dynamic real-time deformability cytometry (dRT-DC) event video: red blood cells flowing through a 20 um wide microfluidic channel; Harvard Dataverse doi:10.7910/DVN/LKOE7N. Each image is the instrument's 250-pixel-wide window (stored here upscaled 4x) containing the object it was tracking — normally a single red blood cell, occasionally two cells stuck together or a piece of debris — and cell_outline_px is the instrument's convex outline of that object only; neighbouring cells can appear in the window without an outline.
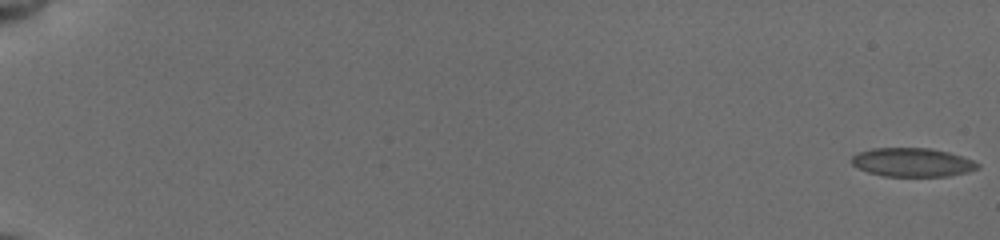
{"species": "common noctule bat (a hibernating species)", "species_latin": "Nyctalus noctula", "temperature_condition": "cold", "stored_images_in_passage": 9, "camera_frame_rate_fps": 3000, "um_per_image_px": 0.085, "animal": {"sex": "female", "body_mass_g": 19.5, "forearm_length_mm": 54.1}, "frame": {"image": 1, "passage_image": 1, "time_ms": 0.0, "image_size_px": [1000, 240], "cell_outline_px": [[980, 168], [968, 172], [948, 176], [884, 176], [868, 172], [852, 164], [852, 156], [860, 152], [872, 148], [932, 148], [948, 152], [972, 160], [980, 164]], "centroid_in_image_um": [77.58, 13.8], "position_along_channel_um": 7.4, "area_um2": 20.98}}